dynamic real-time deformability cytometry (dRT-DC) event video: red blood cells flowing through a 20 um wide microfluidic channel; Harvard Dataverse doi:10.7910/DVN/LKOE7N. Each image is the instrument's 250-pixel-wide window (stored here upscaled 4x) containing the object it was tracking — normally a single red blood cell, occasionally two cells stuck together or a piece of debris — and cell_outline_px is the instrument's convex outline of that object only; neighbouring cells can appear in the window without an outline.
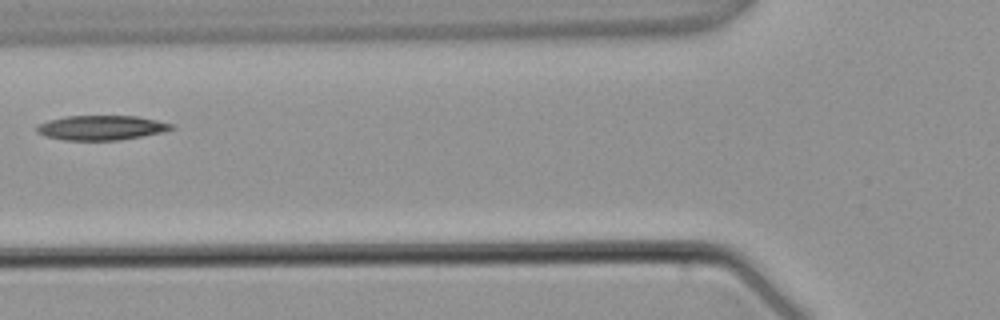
{"species": "common noctule bat (a hibernating species)", "species_latin": "Nyctalus noctula", "temperature_condition": "warm", "stored_images_in_passage": 3, "camera_frame_rate_fps": 3000, "um_per_image_px": 0.085, "animal": {"sex": "male", "body_mass_g": 21.5, "forearm_length_mm": 52.0}, "frame": {"image": 1, "passage_image": 3, "time_ms": 2.333, "image_size_px": [1000, 320], "cell_outline_px": [[176, 128], [160, 132], [120, 140], [64, 140], [44, 136], [36, 132], [36, 128], [40, 124], [48, 120], [68, 116], [136, 116], [176, 124]], "centroid_in_image_um": [8.61, 10.85], "position_along_channel_um": 117.2, "area_um2": 19.25}}